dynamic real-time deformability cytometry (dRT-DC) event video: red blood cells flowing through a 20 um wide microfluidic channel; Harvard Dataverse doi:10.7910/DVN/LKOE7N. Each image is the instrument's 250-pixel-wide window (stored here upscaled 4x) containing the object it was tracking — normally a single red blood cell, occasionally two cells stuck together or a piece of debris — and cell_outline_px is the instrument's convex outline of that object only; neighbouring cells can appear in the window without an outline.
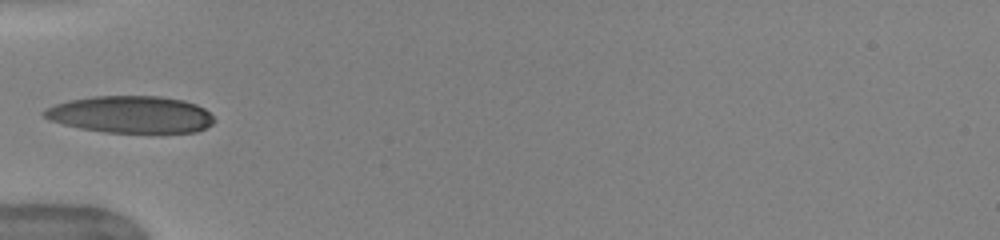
{"species": "human", "species_latin": "Homo sapiens", "temperature_condition": "warm", "stored_images_in_passage": 9, "camera_frame_rate_fps": 3000, "um_per_image_px": 0.085, "donor": {"sex": "female"}, "frame": {"image": 1, "passage_image": 1, "time_ms": 0.0, "image_size_px": [1000, 240], "cell_outline_px": [[216, 120], [212, 124], [196, 132], [104, 132], [80, 128], [48, 120], [40, 112], [56, 104], [72, 100], [92, 96], [160, 96], [184, 100], [196, 104], [204, 108]], "centroid_in_image_um": [11.13, 9.72], "position_along_channel_um": 73.9, "area_um2": 36.53}}